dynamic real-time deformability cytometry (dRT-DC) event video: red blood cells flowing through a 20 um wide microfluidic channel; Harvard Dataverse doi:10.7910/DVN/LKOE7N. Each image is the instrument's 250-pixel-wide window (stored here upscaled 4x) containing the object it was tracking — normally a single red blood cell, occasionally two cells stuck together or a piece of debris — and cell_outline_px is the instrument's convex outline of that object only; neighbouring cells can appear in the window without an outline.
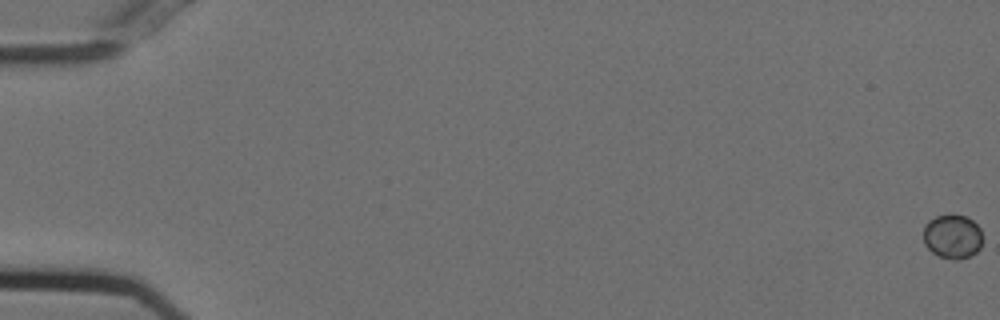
{"species": "Egyptian fruit bat (a non-hibernating species)", "species_latin": "Rousettus aegyptiacus", "temperature_condition": "cold", "stored_images_in_passage": 58, "camera_frame_rate_fps": 3000, "um_per_image_px": 0.085, "animal": {"sex": "female"}, "frame": {"image": 1, "passage_image": 1, "time_ms": 0.0, "image_size_px": [1000, 320], "cell_outline_px": [[980, 248], [976, 252], [960, 260], [952, 260], [940, 256], [932, 252], [924, 244], [924, 224], [928, 220], [936, 216], [948, 212], [952, 212], [968, 216], [980, 228]], "centroid_in_image_um": [80.93, 20.05], "position_along_channel_um": 4.1, "area_um2": 15.55}}
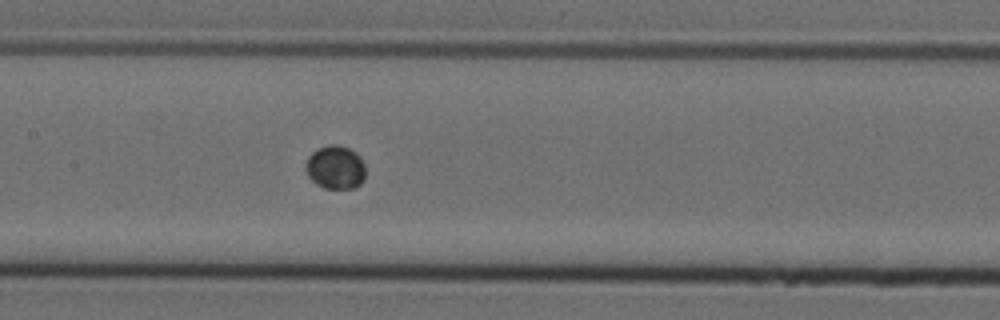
{"frame": {"image": 2, "passage_image": 29, "time_ms": 9.333, "image_size_px": [1000, 320], "cell_outline_px": [[364, 180], [356, 188], [324, 188], [316, 184], [308, 176], [304, 168], [304, 164], [308, 156], [316, 148], [328, 144], [340, 144], [356, 152], [360, 156], [364, 164]], "centroid_in_image_um": [28.48, 14.2], "position_along_channel_um": 178.9, "area_um2": 15.49}}
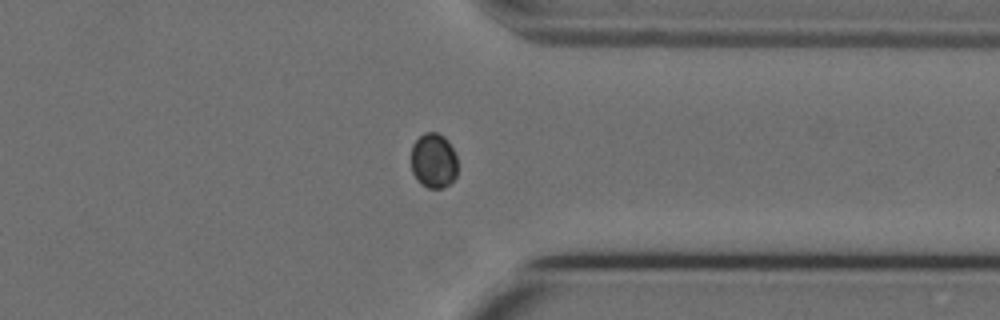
{"frame": {"image": 3, "passage_image": 45, "time_ms": 14.667, "image_size_px": [1000, 320], "cell_outline_px": [[456, 176], [444, 188], [428, 188], [420, 184], [416, 180], [412, 172], [412, 144], [424, 132], [436, 132], [444, 136], [448, 140], [456, 156]], "centroid_in_image_um": [36.84, 13.66], "position_along_channel_um": 374.6, "area_um2": 14.91}}